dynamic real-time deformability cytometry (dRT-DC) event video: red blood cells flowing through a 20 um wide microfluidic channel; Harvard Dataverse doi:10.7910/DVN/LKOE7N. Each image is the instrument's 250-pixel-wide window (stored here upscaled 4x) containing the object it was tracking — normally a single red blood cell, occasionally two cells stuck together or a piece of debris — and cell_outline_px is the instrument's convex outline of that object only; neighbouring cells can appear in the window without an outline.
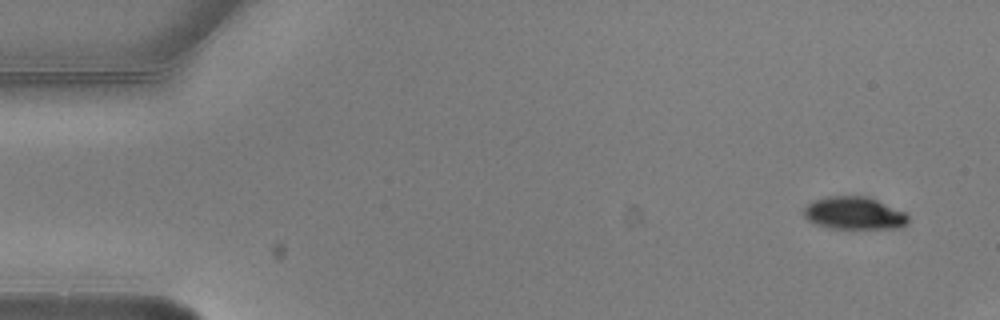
{"species": "common noctule bat (a hibernating species)", "species_latin": "Nyctalus noctula", "temperature_condition": "warm", "stored_images_in_passage": 4, "camera_frame_rate_fps": 3000, "um_per_image_px": 0.085, "animal": {"sex": "male", "body_mass_g": 20.5, "forearm_length_mm": 52.5}, "frame": {"image": 1, "passage_image": 1, "time_ms": 0.0, "image_size_px": [1000, 320], "cell_outline_px": [[908, 220], [900, 228], [832, 228], [816, 224], [808, 220], [804, 216], [804, 208], [812, 200], [824, 196], [868, 196], [904, 212], [908, 216]], "centroid_in_image_um": [72.57, 18.1], "position_along_channel_um": 12.4, "area_um2": 19.71}}